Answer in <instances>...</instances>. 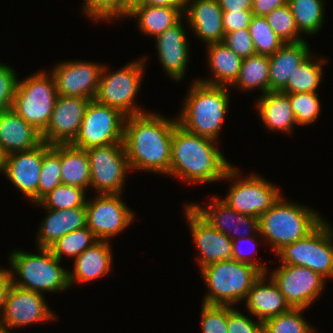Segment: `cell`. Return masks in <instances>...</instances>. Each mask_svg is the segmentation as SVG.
I'll return each mask as SVG.
<instances>
[{
    "label": "cell",
    "instance_id": "15",
    "mask_svg": "<svg viewBox=\"0 0 333 333\" xmlns=\"http://www.w3.org/2000/svg\"><path fill=\"white\" fill-rule=\"evenodd\" d=\"M44 297L41 293L12 284L0 318V329L10 332L14 328L55 320L57 317L47 306Z\"/></svg>",
    "mask_w": 333,
    "mask_h": 333
},
{
    "label": "cell",
    "instance_id": "7",
    "mask_svg": "<svg viewBox=\"0 0 333 333\" xmlns=\"http://www.w3.org/2000/svg\"><path fill=\"white\" fill-rule=\"evenodd\" d=\"M58 93L49 72H36L18 80L12 109L41 134L54 110Z\"/></svg>",
    "mask_w": 333,
    "mask_h": 333
},
{
    "label": "cell",
    "instance_id": "30",
    "mask_svg": "<svg viewBox=\"0 0 333 333\" xmlns=\"http://www.w3.org/2000/svg\"><path fill=\"white\" fill-rule=\"evenodd\" d=\"M185 7H165L139 4L133 7L126 18L137 19V26L144 35L155 38L168 28L177 24L183 16Z\"/></svg>",
    "mask_w": 333,
    "mask_h": 333
},
{
    "label": "cell",
    "instance_id": "49",
    "mask_svg": "<svg viewBox=\"0 0 333 333\" xmlns=\"http://www.w3.org/2000/svg\"><path fill=\"white\" fill-rule=\"evenodd\" d=\"M288 4V0H252L251 11L254 16L265 17L275 8Z\"/></svg>",
    "mask_w": 333,
    "mask_h": 333
},
{
    "label": "cell",
    "instance_id": "31",
    "mask_svg": "<svg viewBox=\"0 0 333 333\" xmlns=\"http://www.w3.org/2000/svg\"><path fill=\"white\" fill-rule=\"evenodd\" d=\"M60 164L62 184L81 187L86 191L90 189V165L85 149L60 144Z\"/></svg>",
    "mask_w": 333,
    "mask_h": 333
},
{
    "label": "cell",
    "instance_id": "9",
    "mask_svg": "<svg viewBox=\"0 0 333 333\" xmlns=\"http://www.w3.org/2000/svg\"><path fill=\"white\" fill-rule=\"evenodd\" d=\"M281 264L307 267L333 278V228L324 219L306 237L284 245L275 253Z\"/></svg>",
    "mask_w": 333,
    "mask_h": 333
},
{
    "label": "cell",
    "instance_id": "11",
    "mask_svg": "<svg viewBox=\"0 0 333 333\" xmlns=\"http://www.w3.org/2000/svg\"><path fill=\"white\" fill-rule=\"evenodd\" d=\"M125 118L126 115L119 109L92 99L87 106L78 135L71 145L88 150L93 147L121 143Z\"/></svg>",
    "mask_w": 333,
    "mask_h": 333
},
{
    "label": "cell",
    "instance_id": "12",
    "mask_svg": "<svg viewBox=\"0 0 333 333\" xmlns=\"http://www.w3.org/2000/svg\"><path fill=\"white\" fill-rule=\"evenodd\" d=\"M90 165V189L98 194H122L125 178L131 170L121 143L86 150Z\"/></svg>",
    "mask_w": 333,
    "mask_h": 333
},
{
    "label": "cell",
    "instance_id": "26",
    "mask_svg": "<svg viewBox=\"0 0 333 333\" xmlns=\"http://www.w3.org/2000/svg\"><path fill=\"white\" fill-rule=\"evenodd\" d=\"M45 210L48 214L41 221L36 234L35 241L38 248H49L64 235L86 226V207Z\"/></svg>",
    "mask_w": 333,
    "mask_h": 333
},
{
    "label": "cell",
    "instance_id": "13",
    "mask_svg": "<svg viewBox=\"0 0 333 333\" xmlns=\"http://www.w3.org/2000/svg\"><path fill=\"white\" fill-rule=\"evenodd\" d=\"M122 194H97L86 201V226L101 241L125 231L134 220V212L128 208Z\"/></svg>",
    "mask_w": 333,
    "mask_h": 333
},
{
    "label": "cell",
    "instance_id": "20",
    "mask_svg": "<svg viewBox=\"0 0 333 333\" xmlns=\"http://www.w3.org/2000/svg\"><path fill=\"white\" fill-rule=\"evenodd\" d=\"M212 200V201H211ZM206 207L200 204H189L214 228L224 233L232 240L249 237L259 233V218L240 214L232 209L222 199L212 196ZM241 227L245 228L241 232ZM243 233V234H241Z\"/></svg>",
    "mask_w": 333,
    "mask_h": 333
},
{
    "label": "cell",
    "instance_id": "37",
    "mask_svg": "<svg viewBox=\"0 0 333 333\" xmlns=\"http://www.w3.org/2000/svg\"><path fill=\"white\" fill-rule=\"evenodd\" d=\"M86 190L72 185L60 184L44 196L35 205L40 208L64 210L75 207H85L87 201Z\"/></svg>",
    "mask_w": 333,
    "mask_h": 333
},
{
    "label": "cell",
    "instance_id": "53",
    "mask_svg": "<svg viewBox=\"0 0 333 333\" xmlns=\"http://www.w3.org/2000/svg\"><path fill=\"white\" fill-rule=\"evenodd\" d=\"M144 0H122V19L126 18L128 12L136 5L142 4Z\"/></svg>",
    "mask_w": 333,
    "mask_h": 333
},
{
    "label": "cell",
    "instance_id": "50",
    "mask_svg": "<svg viewBox=\"0 0 333 333\" xmlns=\"http://www.w3.org/2000/svg\"><path fill=\"white\" fill-rule=\"evenodd\" d=\"M12 284V276L9 268H0V318L4 310L8 291Z\"/></svg>",
    "mask_w": 333,
    "mask_h": 333
},
{
    "label": "cell",
    "instance_id": "34",
    "mask_svg": "<svg viewBox=\"0 0 333 333\" xmlns=\"http://www.w3.org/2000/svg\"><path fill=\"white\" fill-rule=\"evenodd\" d=\"M298 31L306 35L317 34L324 23V0H288Z\"/></svg>",
    "mask_w": 333,
    "mask_h": 333
},
{
    "label": "cell",
    "instance_id": "42",
    "mask_svg": "<svg viewBox=\"0 0 333 333\" xmlns=\"http://www.w3.org/2000/svg\"><path fill=\"white\" fill-rule=\"evenodd\" d=\"M82 9L86 16L96 22L122 18V0H84Z\"/></svg>",
    "mask_w": 333,
    "mask_h": 333
},
{
    "label": "cell",
    "instance_id": "5",
    "mask_svg": "<svg viewBox=\"0 0 333 333\" xmlns=\"http://www.w3.org/2000/svg\"><path fill=\"white\" fill-rule=\"evenodd\" d=\"M37 249V254L21 249L10 252L8 260L12 283L17 287L41 294L70 289L68 270L61 266V261L49 248Z\"/></svg>",
    "mask_w": 333,
    "mask_h": 333
},
{
    "label": "cell",
    "instance_id": "38",
    "mask_svg": "<svg viewBox=\"0 0 333 333\" xmlns=\"http://www.w3.org/2000/svg\"><path fill=\"white\" fill-rule=\"evenodd\" d=\"M303 308H291L288 312L266 319L263 333H315L302 312Z\"/></svg>",
    "mask_w": 333,
    "mask_h": 333
},
{
    "label": "cell",
    "instance_id": "44",
    "mask_svg": "<svg viewBox=\"0 0 333 333\" xmlns=\"http://www.w3.org/2000/svg\"><path fill=\"white\" fill-rule=\"evenodd\" d=\"M235 306L227 305V332L228 333H263V322L248 317L233 308Z\"/></svg>",
    "mask_w": 333,
    "mask_h": 333
},
{
    "label": "cell",
    "instance_id": "35",
    "mask_svg": "<svg viewBox=\"0 0 333 333\" xmlns=\"http://www.w3.org/2000/svg\"><path fill=\"white\" fill-rule=\"evenodd\" d=\"M98 241L92 231L84 226L64 235L54 242L49 249L60 261H62L64 255L75 259Z\"/></svg>",
    "mask_w": 333,
    "mask_h": 333
},
{
    "label": "cell",
    "instance_id": "24",
    "mask_svg": "<svg viewBox=\"0 0 333 333\" xmlns=\"http://www.w3.org/2000/svg\"><path fill=\"white\" fill-rule=\"evenodd\" d=\"M42 142L41 133L12 108L0 111V148L5 155L34 149Z\"/></svg>",
    "mask_w": 333,
    "mask_h": 333
},
{
    "label": "cell",
    "instance_id": "2",
    "mask_svg": "<svg viewBox=\"0 0 333 333\" xmlns=\"http://www.w3.org/2000/svg\"><path fill=\"white\" fill-rule=\"evenodd\" d=\"M232 165L216 141L190 133L179 124L175 126L169 177L184 180L187 185L220 182Z\"/></svg>",
    "mask_w": 333,
    "mask_h": 333
},
{
    "label": "cell",
    "instance_id": "4",
    "mask_svg": "<svg viewBox=\"0 0 333 333\" xmlns=\"http://www.w3.org/2000/svg\"><path fill=\"white\" fill-rule=\"evenodd\" d=\"M325 218L314 209L287 201L283 195L259 216V233L276 253L286 244L306 237Z\"/></svg>",
    "mask_w": 333,
    "mask_h": 333
},
{
    "label": "cell",
    "instance_id": "47",
    "mask_svg": "<svg viewBox=\"0 0 333 333\" xmlns=\"http://www.w3.org/2000/svg\"><path fill=\"white\" fill-rule=\"evenodd\" d=\"M262 238L260 236V234H254L251 235L249 237H240L237 239H233L232 240V259L237 260L239 262H244V263H249L253 266H256L257 268H259L263 273H267L269 270L268 267L265 264L259 263V259H255V258H251L250 256H253V254L255 253V248L253 245H255L257 243V240ZM253 243L252 247L254 249H252V251H250L249 253L244 252L241 248L242 245L240 246V243ZM256 242V243H255ZM250 243V244H251Z\"/></svg>",
    "mask_w": 333,
    "mask_h": 333
},
{
    "label": "cell",
    "instance_id": "54",
    "mask_svg": "<svg viewBox=\"0 0 333 333\" xmlns=\"http://www.w3.org/2000/svg\"><path fill=\"white\" fill-rule=\"evenodd\" d=\"M5 154L2 152L0 148V172L4 171V164H5Z\"/></svg>",
    "mask_w": 333,
    "mask_h": 333
},
{
    "label": "cell",
    "instance_id": "33",
    "mask_svg": "<svg viewBox=\"0 0 333 333\" xmlns=\"http://www.w3.org/2000/svg\"><path fill=\"white\" fill-rule=\"evenodd\" d=\"M316 57L310 55L304 62L298 65L289 79L283 93H301V92H317L323 79V64L328 60L325 57L313 61Z\"/></svg>",
    "mask_w": 333,
    "mask_h": 333
},
{
    "label": "cell",
    "instance_id": "17",
    "mask_svg": "<svg viewBox=\"0 0 333 333\" xmlns=\"http://www.w3.org/2000/svg\"><path fill=\"white\" fill-rule=\"evenodd\" d=\"M184 217L199 251V269L222 260L232 259V239L214 229L190 204H184Z\"/></svg>",
    "mask_w": 333,
    "mask_h": 333
},
{
    "label": "cell",
    "instance_id": "10",
    "mask_svg": "<svg viewBox=\"0 0 333 333\" xmlns=\"http://www.w3.org/2000/svg\"><path fill=\"white\" fill-rule=\"evenodd\" d=\"M240 176V170L233 165L227 170L222 180H230L232 185L222 200L240 214L259 218L280 198L282 192L259 174L247 175L243 179Z\"/></svg>",
    "mask_w": 333,
    "mask_h": 333
},
{
    "label": "cell",
    "instance_id": "46",
    "mask_svg": "<svg viewBox=\"0 0 333 333\" xmlns=\"http://www.w3.org/2000/svg\"><path fill=\"white\" fill-rule=\"evenodd\" d=\"M223 42L242 59L256 54L248 28L225 33Z\"/></svg>",
    "mask_w": 333,
    "mask_h": 333
},
{
    "label": "cell",
    "instance_id": "3",
    "mask_svg": "<svg viewBox=\"0 0 333 333\" xmlns=\"http://www.w3.org/2000/svg\"><path fill=\"white\" fill-rule=\"evenodd\" d=\"M177 116L186 131L218 141L230 105L229 87L212 86L194 79Z\"/></svg>",
    "mask_w": 333,
    "mask_h": 333
},
{
    "label": "cell",
    "instance_id": "51",
    "mask_svg": "<svg viewBox=\"0 0 333 333\" xmlns=\"http://www.w3.org/2000/svg\"><path fill=\"white\" fill-rule=\"evenodd\" d=\"M222 11L251 10L252 0H217Z\"/></svg>",
    "mask_w": 333,
    "mask_h": 333
},
{
    "label": "cell",
    "instance_id": "40",
    "mask_svg": "<svg viewBox=\"0 0 333 333\" xmlns=\"http://www.w3.org/2000/svg\"><path fill=\"white\" fill-rule=\"evenodd\" d=\"M297 125L305 126L314 123L320 115V98L317 92L286 93Z\"/></svg>",
    "mask_w": 333,
    "mask_h": 333
},
{
    "label": "cell",
    "instance_id": "41",
    "mask_svg": "<svg viewBox=\"0 0 333 333\" xmlns=\"http://www.w3.org/2000/svg\"><path fill=\"white\" fill-rule=\"evenodd\" d=\"M268 24L284 43H295L303 39L295 24V19L288 4L275 8L265 16Z\"/></svg>",
    "mask_w": 333,
    "mask_h": 333
},
{
    "label": "cell",
    "instance_id": "1",
    "mask_svg": "<svg viewBox=\"0 0 333 333\" xmlns=\"http://www.w3.org/2000/svg\"><path fill=\"white\" fill-rule=\"evenodd\" d=\"M177 117L145 112L125 118L123 145L130 169L168 175L171 164L172 136Z\"/></svg>",
    "mask_w": 333,
    "mask_h": 333
},
{
    "label": "cell",
    "instance_id": "45",
    "mask_svg": "<svg viewBox=\"0 0 333 333\" xmlns=\"http://www.w3.org/2000/svg\"><path fill=\"white\" fill-rule=\"evenodd\" d=\"M14 69L5 63H0V111L12 108L18 77Z\"/></svg>",
    "mask_w": 333,
    "mask_h": 333
},
{
    "label": "cell",
    "instance_id": "23",
    "mask_svg": "<svg viewBox=\"0 0 333 333\" xmlns=\"http://www.w3.org/2000/svg\"><path fill=\"white\" fill-rule=\"evenodd\" d=\"M245 304L247 313L261 322L291 309L278 286L267 273H263L252 285Z\"/></svg>",
    "mask_w": 333,
    "mask_h": 333
},
{
    "label": "cell",
    "instance_id": "25",
    "mask_svg": "<svg viewBox=\"0 0 333 333\" xmlns=\"http://www.w3.org/2000/svg\"><path fill=\"white\" fill-rule=\"evenodd\" d=\"M109 243V241L99 240L73 260V270L68 271L70 288L75 282L89 283L110 272L113 254Z\"/></svg>",
    "mask_w": 333,
    "mask_h": 333
},
{
    "label": "cell",
    "instance_id": "52",
    "mask_svg": "<svg viewBox=\"0 0 333 333\" xmlns=\"http://www.w3.org/2000/svg\"><path fill=\"white\" fill-rule=\"evenodd\" d=\"M142 4L165 7H185L186 0H144Z\"/></svg>",
    "mask_w": 333,
    "mask_h": 333
},
{
    "label": "cell",
    "instance_id": "28",
    "mask_svg": "<svg viewBox=\"0 0 333 333\" xmlns=\"http://www.w3.org/2000/svg\"><path fill=\"white\" fill-rule=\"evenodd\" d=\"M311 55L306 40L284 43L269 55V91H282L295 68Z\"/></svg>",
    "mask_w": 333,
    "mask_h": 333
},
{
    "label": "cell",
    "instance_id": "22",
    "mask_svg": "<svg viewBox=\"0 0 333 333\" xmlns=\"http://www.w3.org/2000/svg\"><path fill=\"white\" fill-rule=\"evenodd\" d=\"M183 13L188 29L203 43L223 42V11L217 0H186Z\"/></svg>",
    "mask_w": 333,
    "mask_h": 333
},
{
    "label": "cell",
    "instance_id": "48",
    "mask_svg": "<svg viewBox=\"0 0 333 333\" xmlns=\"http://www.w3.org/2000/svg\"><path fill=\"white\" fill-rule=\"evenodd\" d=\"M253 16L251 10L223 11L222 21L224 33L248 28Z\"/></svg>",
    "mask_w": 333,
    "mask_h": 333
},
{
    "label": "cell",
    "instance_id": "16",
    "mask_svg": "<svg viewBox=\"0 0 333 333\" xmlns=\"http://www.w3.org/2000/svg\"><path fill=\"white\" fill-rule=\"evenodd\" d=\"M104 64L62 61L51 70L58 95L94 99Z\"/></svg>",
    "mask_w": 333,
    "mask_h": 333
},
{
    "label": "cell",
    "instance_id": "32",
    "mask_svg": "<svg viewBox=\"0 0 333 333\" xmlns=\"http://www.w3.org/2000/svg\"><path fill=\"white\" fill-rule=\"evenodd\" d=\"M232 86L243 91L260 89L261 94L269 92V56L255 54L244 58Z\"/></svg>",
    "mask_w": 333,
    "mask_h": 333
},
{
    "label": "cell",
    "instance_id": "6",
    "mask_svg": "<svg viewBox=\"0 0 333 333\" xmlns=\"http://www.w3.org/2000/svg\"><path fill=\"white\" fill-rule=\"evenodd\" d=\"M208 288L202 303L231 305L244 302L252 285L263 272L249 263L234 259L222 260L200 270Z\"/></svg>",
    "mask_w": 333,
    "mask_h": 333
},
{
    "label": "cell",
    "instance_id": "29",
    "mask_svg": "<svg viewBox=\"0 0 333 333\" xmlns=\"http://www.w3.org/2000/svg\"><path fill=\"white\" fill-rule=\"evenodd\" d=\"M206 47L211 78L197 80L212 86H231L236 81L243 59L224 42L211 43Z\"/></svg>",
    "mask_w": 333,
    "mask_h": 333
},
{
    "label": "cell",
    "instance_id": "21",
    "mask_svg": "<svg viewBox=\"0 0 333 333\" xmlns=\"http://www.w3.org/2000/svg\"><path fill=\"white\" fill-rule=\"evenodd\" d=\"M184 19L155 37L158 61L172 80L185 77L189 62V43L184 28Z\"/></svg>",
    "mask_w": 333,
    "mask_h": 333
},
{
    "label": "cell",
    "instance_id": "55",
    "mask_svg": "<svg viewBox=\"0 0 333 333\" xmlns=\"http://www.w3.org/2000/svg\"><path fill=\"white\" fill-rule=\"evenodd\" d=\"M0 333H12V332L5 331V330H1V329H0Z\"/></svg>",
    "mask_w": 333,
    "mask_h": 333
},
{
    "label": "cell",
    "instance_id": "39",
    "mask_svg": "<svg viewBox=\"0 0 333 333\" xmlns=\"http://www.w3.org/2000/svg\"><path fill=\"white\" fill-rule=\"evenodd\" d=\"M256 54L272 55L284 42L276 35L265 17L253 16L248 27Z\"/></svg>",
    "mask_w": 333,
    "mask_h": 333
},
{
    "label": "cell",
    "instance_id": "8",
    "mask_svg": "<svg viewBox=\"0 0 333 333\" xmlns=\"http://www.w3.org/2000/svg\"><path fill=\"white\" fill-rule=\"evenodd\" d=\"M146 59L142 57L140 60L129 62L112 73L108 72L109 66L104 64L94 99L101 104L119 109L126 116L148 112L135 104L144 76Z\"/></svg>",
    "mask_w": 333,
    "mask_h": 333
},
{
    "label": "cell",
    "instance_id": "36",
    "mask_svg": "<svg viewBox=\"0 0 333 333\" xmlns=\"http://www.w3.org/2000/svg\"><path fill=\"white\" fill-rule=\"evenodd\" d=\"M61 182L60 144L43 142V162L38 186V202Z\"/></svg>",
    "mask_w": 333,
    "mask_h": 333
},
{
    "label": "cell",
    "instance_id": "19",
    "mask_svg": "<svg viewBox=\"0 0 333 333\" xmlns=\"http://www.w3.org/2000/svg\"><path fill=\"white\" fill-rule=\"evenodd\" d=\"M43 162V142L34 149L5 156L2 174L32 203H38V186Z\"/></svg>",
    "mask_w": 333,
    "mask_h": 333
},
{
    "label": "cell",
    "instance_id": "27",
    "mask_svg": "<svg viewBox=\"0 0 333 333\" xmlns=\"http://www.w3.org/2000/svg\"><path fill=\"white\" fill-rule=\"evenodd\" d=\"M255 103L261 122L270 132L292 133L297 121L286 93L269 91L262 94Z\"/></svg>",
    "mask_w": 333,
    "mask_h": 333
},
{
    "label": "cell",
    "instance_id": "14",
    "mask_svg": "<svg viewBox=\"0 0 333 333\" xmlns=\"http://www.w3.org/2000/svg\"><path fill=\"white\" fill-rule=\"evenodd\" d=\"M267 273L291 308H309L320 297L327 282L321 274L296 265L281 264Z\"/></svg>",
    "mask_w": 333,
    "mask_h": 333
},
{
    "label": "cell",
    "instance_id": "18",
    "mask_svg": "<svg viewBox=\"0 0 333 333\" xmlns=\"http://www.w3.org/2000/svg\"><path fill=\"white\" fill-rule=\"evenodd\" d=\"M91 99L58 95L42 141L49 144H71L78 132Z\"/></svg>",
    "mask_w": 333,
    "mask_h": 333
},
{
    "label": "cell",
    "instance_id": "43",
    "mask_svg": "<svg viewBox=\"0 0 333 333\" xmlns=\"http://www.w3.org/2000/svg\"><path fill=\"white\" fill-rule=\"evenodd\" d=\"M201 332L202 333H228L227 332V305L201 306Z\"/></svg>",
    "mask_w": 333,
    "mask_h": 333
}]
</instances>
